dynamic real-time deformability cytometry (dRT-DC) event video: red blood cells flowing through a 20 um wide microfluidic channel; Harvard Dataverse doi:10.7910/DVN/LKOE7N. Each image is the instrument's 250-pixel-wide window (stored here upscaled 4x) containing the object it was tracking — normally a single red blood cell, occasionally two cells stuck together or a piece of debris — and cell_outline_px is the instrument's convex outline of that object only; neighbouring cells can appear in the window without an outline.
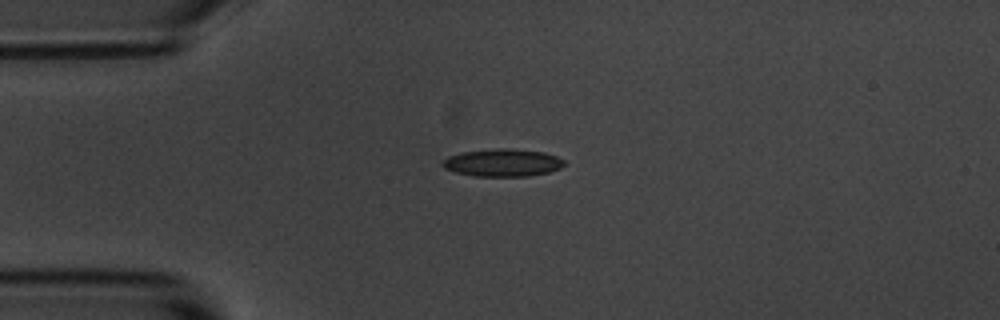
{"species": "common noctule bat (a hibernating species)", "species_latin": "Nyctalus noctula", "temperature_condition": "room temperature", "stored_images_in_passage": 4, "camera_frame_rate_fps": 3000, "um_per_image_px": 0.085, "animal": {"sex": "male", "body_mass_g": 20.1, "forearm_length_mm": 53.5}, "frame": {"image": 1, "passage_image": 1, "time_ms": 0.0, "image_size_px": [1000, 320], "cell_outline_px": [[568, 164], [560, 168], [548, 172], [528, 176], [472, 176], [456, 172], [444, 168], [440, 164], [448, 156], [464, 152], [496, 148], [544, 152], [556, 156], [564, 160]], "centroid_in_image_um": [42.73, 13.84], "position_along_channel_um": 42.3, "area_um2": 19.42}}
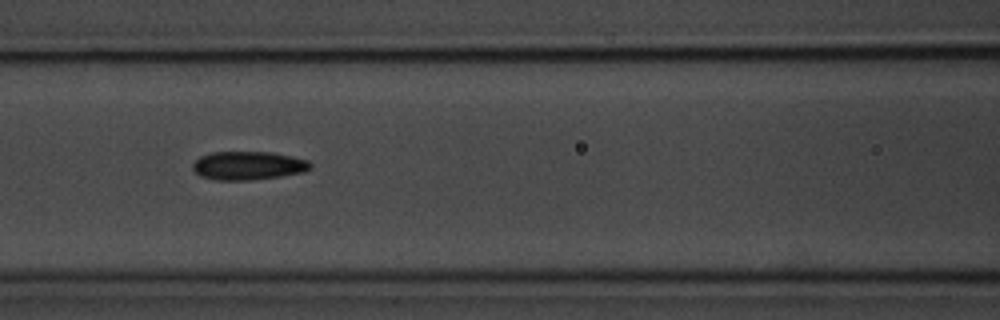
{"frame": {"image": 2, "passage_image": 4, "time_ms": 1.0, "image_size_px": [1000, 320], "cell_outline_px": [[312, 168], [304, 172], [280, 176], [248, 180], [216, 180], [200, 176], [192, 168], [192, 164], [200, 156], [212, 152], [272, 152], [292, 156], [308, 160], [312, 164]], "centroid_in_image_um": [21.11, 14.07], "position_along_channel_um": 145.5, "area_um2": 19.59}}